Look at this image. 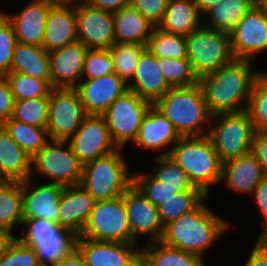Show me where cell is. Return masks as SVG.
I'll use <instances>...</instances> for the list:
<instances>
[{
  "label": "cell",
  "instance_id": "34",
  "mask_svg": "<svg viewBox=\"0 0 267 266\" xmlns=\"http://www.w3.org/2000/svg\"><path fill=\"white\" fill-rule=\"evenodd\" d=\"M154 160L157 166L150 174L163 185L173 187L176 192L201 191L190 181L185 170L168 155L156 156Z\"/></svg>",
  "mask_w": 267,
  "mask_h": 266
},
{
  "label": "cell",
  "instance_id": "25",
  "mask_svg": "<svg viewBox=\"0 0 267 266\" xmlns=\"http://www.w3.org/2000/svg\"><path fill=\"white\" fill-rule=\"evenodd\" d=\"M76 41V3L51 7L47 15L43 47L51 52Z\"/></svg>",
  "mask_w": 267,
  "mask_h": 266
},
{
  "label": "cell",
  "instance_id": "38",
  "mask_svg": "<svg viewBox=\"0 0 267 266\" xmlns=\"http://www.w3.org/2000/svg\"><path fill=\"white\" fill-rule=\"evenodd\" d=\"M206 197L202 191L176 192L173 197L158 206L163 226L194 210Z\"/></svg>",
  "mask_w": 267,
  "mask_h": 266
},
{
  "label": "cell",
  "instance_id": "27",
  "mask_svg": "<svg viewBox=\"0 0 267 266\" xmlns=\"http://www.w3.org/2000/svg\"><path fill=\"white\" fill-rule=\"evenodd\" d=\"M114 14L115 43L146 45L155 27L138 10L125 6Z\"/></svg>",
  "mask_w": 267,
  "mask_h": 266
},
{
  "label": "cell",
  "instance_id": "61",
  "mask_svg": "<svg viewBox=\"0 0 267 266\" xmlns=\"http://www.w3.org/2000/svg\"><path fill=\"white\" fill-rule=\"evenodd\" d=\"M255 4H257L260 0H253Z\"/></svg>",
  "mask_w": 267,
  "mask_h": 266
},
{
  "label": "cell",
  "instance_id": "51",
  "mask_svg": "<svg viewBox=\"0 0 267 266\" xmlns=\"http://www.w3.org/2000/svg\"><path fill=\"white\" fill-rule=\"evenodd\" d=\"M254 198L262 213V226L267 224V176L265 175L253 190Z\"/></svg>",
  "mask_w": 267,
  "mask_h": 266
},
{
  "label": "cell",
  "instance_id": "11",
  "mask_svg": "<svg viewBox=\"0 0 267 266\" xmlns=\"http://www.w3.org/2000/svg\"><path fill=\"white\" fill-rule=\"evenodd\" d=\"M86 116L76 89L53 88L51 90L46 128L50 139L69 140Z\"/></svg>",
  "mask_w": 267,
  "mask_h": 266
},
{
  "label": "cell",
  "instance_id": "49",
  "mask_svg": "<svg viewBox=\"0 0 267 266\" xmlns=\"http://www.w3.org/2000/svg\"><path fill=\"white\" fill-rule=\"evenodd\" d=\"M14 97L5 75H0V125L12 117Z\"/></svg>",
  "mask_w": 267,
  "mask_h": 266
},
{
  "label": "cell",
  "instance_id": "3",
  "mask_svg": "<svg viewBox=\"0 0 267 266\" xmlns=\"http://www.w3.org/2000/svg\"><path fill=\"white\" fill-rule=\"evenodd\" d=\"M153 105L172 123L181 137L208 135L207 125L210 126L212 115L199 83L189 87H171Z\"/></svg>",
  "mask_w": 267,
  "mask_h": 266
},
{
  "label": "cell",
  "instance_id": "7",
  "mask_svg": "<svg viewBox=\"0 0 267 266\" xmlns=\"http://www.w3.org/2000/svg\"><path fill=\"white\" fill-rule=\"evenodd\" d=\"M187 59L199 78L219 70L235 59L230 33L201 26L185 35Z\"/></svg>",
  "mask_w": 267,
  "mask_h": 266
},
{
  "label": "cell",
  "instance_id": "26",
  "mask_svg": "<svg viewBox=\"0 0 267 266\" xmlns=\"http://www.w3.org/2000/svg\"><path fill=\"white\" fill-rule=\"evenodd\" d=\"M32 173V157L0 125V181L22 182Z\"/></svg>",
  "mask_w": 267,
  "mask_h": 266
},
{
  "label": "cell",
  "instance_id": "16",
  "mask_svg": "<svg viewBox=\"0 0 267 266\" xmlns=\"http://www.w3.org/2000/svg\"><path fill=\"white\" fill-rule=\"evenodd\" d=\"M137 243L97 241L77 236L75 248L87 266H128L140 254Z\"/></svg>",
  "mask_w": 267,
  "mask_h": 266
},
{
  "label": "cell",
  "instance_id": "20",
  "mask_svg": "<svg viewBox=\"0 0 267 266\" xmlns=\"http://www.w3.org/2000/svg\"><path fill=\"white\" fill-rule=\"evenodd\" d=\"M180 138L172 123L152 104L142 119L138 136L133 144L148 150L162 149L156 156H166L171 149L164 151V148L171 143L173 147Z\"/></svg>",
  "mask_w": 267,
  "mask_h": 266
},
{
  "label": "cell",
  "instance_id": "5",
  "mask_svg": "<svg viewBox=\"0 0 267 266\" xmlns=\"http://www.w3.org/2000/svg\"><path fill=\"white\" fill-rule=\"evenodd\" d=\"M122 148L85 164L80 185L95 201L122 196L132 185V173L124 160Z\"/></svg>",
  "mask_w": 267,
  "mask_h": 266
},
{
  "label": "cell",
  "instance_id": "47",
  "mask_svg": "<svg viewBox=\"0 0 267 266\" xmlns=\"http://www.w3.org/2000/svg\"><path fill=\"white\" fill-rule=\"evenodd\" d=\"M17 43L11 22L0 12V75L10 72L12 55Z\"/></svg>",
  "mask_w": 267,
  "mask_h": 266
},
{
  "label": "cell",
  "instance_id": "37",
  "mask_svg": "<svg viewBox=\"0 0 267 266\" xmlns=\"http://www.w3.org/2000/svg\"><path fill=\"white\" fill-rule=\"evenodd\" d=\"M147 49L146 45L130 43H114L110 48L115 73L129 83L135 73L141 54Z\"/></svg>",
  "mask_w": 267,
  "mask_h": 266
},
{
  "label": "cell",
  "instance_id": "6",
  "mask_svg": "<svg viewBox=\"0 0 267 266\" xmlns=\"http://www.w3.org/2000/svg\"><path fill=\"white\" fill-rule=\"evenodd\" d=\"M255 132L248 111L243 110L212 115L208 137L223 163L250 152Z\"/></svg>",
  "mask_w": 267,
  "mask_h": 266
},
{
  "label": "cell",
  "instance_id": "53",
  "mask_svg": "<svg viewBox=\"0 0 267 266\" xmlns=\"http://www.w3.org/2000/svg\"><path fill=\"white\" fill-rule=\"evenodd\" d=\"M244 266H267V250L256 242Z\"/></svg>",
  "mask_w": 267,
  "mask_h": 266
},
{
  "label": "cell",
  "instance_id": "4",
  "mask_svg": "<svg viewBox=\"0 0 267 266\" xmlns=\"http://www.w3.org/2000/svg\"><path fill=\"white\" fill-rule=\"evenodd\" d=\"M168 156L206 196L210 195V186L220 184L222 162L208 135L181 137Z\"/></svg>",
  "mask_w": 267,
  "mask_h": 266
},
{
  "label": "cell",
  "instance_id": "50",
  "mask_svg": "<svg viewBox=\"0 0 267 266\" xmlns=\"http://www.w3.org/2000/svg\"><path fill=\"white\" fill-rule=\"evenodd\" d=\"M251 152L257 158L264 175L267 176V131H256Z\"/></svg>",
  "mask_w": 267,
  "mask_h": 266
},
{
  "label": "cell",
  "instance_id": "46",
  "mask_svg": "<svg viewBox=\"0 0 267 266\" xmlns=\"http://www.w3.org/2000/svg\"><path fill=\"white\" fill-rule=\"evenodd\" d=\"M76 240L38 241L36 249L40 265L53 266L75 249Z\"/></svg>",
  "mask_w": 267,
  "mask_h": 266
},
{
  "label": "cell",
  "instance_id": "48",
  "mask_svg": "<svg viewBox=\"0 0 267 266\" xmlns=\"http://www.w3.org/2000/svg\"><path fill=\"white\" fill-rule=\"evenodd\" d=\"M168 0H131L130 6L138 10L151 24L158 27L164 20Z\"/></svg>",
  "mask_w": 267,
  "mask_h": 266
},
{
  "label": "cell",
  "instance_id": "30",
  "mask_svg": "<svg viewBox=\"0 0 267 266\" xmlns=\"http://www.w3.org/2000/svg\"><path fill=\"white\" fill-rule=\"evenodd\" d=\"M147 266H205L203 257L167 246L160 241L148 242L141 248Z\"/></svg>",
  "mask_w": 267,
  "mask_h": 266
},
{
  "label": "cell",
  "instance_id": "22",
  "mask_svg": "<svg viewBox=\"0 0 267 266\" xmlns=\"http://www.w3.org/2000/svg\"><path fill=\"white\" fill-rule=\"evenodd\" d=\"M127 86L152 104L171 88L158 66L157 57L148 49L141 54L132 80Z\"/></svg>",
  "mask_w": 267,
  "mask_h": 266
},
{
  "label": "cell",
  "instance_id": "39",
  "mask_svg": "<svg viewBox=\"0 0 267 266\" xmlns=\"http://www.w3.org/2000/svg\"><path fill=\"white\" fill-rule=\"evenodd\" d=\"M5 76L15 101L49 97L53 89L47 81L23 73L9 72Z\"/></svg>",
  "mask_w": 267,
  "mask_h": 266
},
{
  "label": "cell",
  "instance_id": "19",
  "mask_svg": "<svg viewBox=\"0 0 267 266\" xmlns=\"http://www.w3.org/2000/svg\"><path fill=\"white\" fill-rule=\"evenodd\" d=\"M31 179L22 181L24 223L41 218L59 224V201L65 186L50 182L32 187Z\"/></svg>",
  "mask_w": 267,
  "mask_h": 266
},
{
  "label": "cell",
  "instance_id": "13",
  "mask_svg": "<svg viewBox=\"0 0 267 266\" xmlns=\"http://www.w3.org/2000/svg\"><path fill=\"white\" fill-rule=\"evenodd\" d=\"M76 28L78 41L88 49H109L115 43L114 14L83 0L76 2Z\"/></svg>",
  "mask_w": 267,
  "mask_h": 266
},
{
  "label": "cell",
  "instance_id": "58",
  "mask_svg": "<svg viewBox=\"0 0 267 266\" xmlns=\"http://www.w3.org/2000/svg\"><path fill=\"white\" fill-rule=\"evenodd\" d=\"M255 242L259 243L264 249L267 250V224L261 228L257 241Z\"/></svg>",
  "mask_w": 267,
  "mask_h": 266
},
{
  "label": "cell",
  "instance_id": "28",
  "mask_svg": "<svg viewBox=\"0 0 267 266\" xmlns=\"http://www.w3.org/2000/svg\"><path fill=\"white\" fill-rule=\"evenodd\" d=\"M203 25V17L195 0H168L163 22L165 32L188 35Z\"/></svg>",
  "mask_w": 267,
  "mask_h": 266
},
{
  "label": "cell",
  "instance_id": "10",
  "mask_svg": "<svg viewBox=\"0 0 267 266\" xmlns=\"http://www.w3.org/2000/svg\"><path fill=\"white\" fill-rule=\"evenodd\" d=\"M152 103L131 90L116 98L102 114L118 148L136 140L143 117Z\"/></svg>",
  "mask_w": 267,
  "mask_h": 266
},
{
  "label": "cell",
  "instance_id": "52",
  "mask_svg": "<svg viewBox=\"0 0 267 266\" xmlns=\"http://www.w3.org/2000/svg\"><path fill=\"white\" fill-rule=\"evenodd\" d=\"M89 6L115 13L125 6H129L131 0H83Z\"/></svg>",
  "mask_w": 267,
  "mask_h": 266
},
{
  "label": "cell",
  "instance_id": "15",
  "mask_svg": "<svg viewBox=\"0 0 267 266\" xmlns=\"http://www.w3.org/2000/svg\"><path fill=\"white\" fill-rule=\"evenodd\" d=\"M132 243H137L140 235H149L147 242L160 241L164 226L158 207L154 206L133 184L124 193Z\"/></svg>",
  "mask_w": 267,
  "mask_h": 266
},
{
  "label": "cell",
  "instance_id": "41",
  "mask_svg": "<svg viewBox=\"0 0 267 266\" xmlns=\"http://www.w3.org/2000/svg\"><path fill=\"white\" fill-rule=\"evenodd\" d=\"M256 131H267V72L258 71L246 109Z\"/></svg>",
  "mask_w": 267,
  "mask_h": 266
},
{
  "label": "cell",
  "instance_id": "23",
  "mask_svg": "<svg viewBox=\"0 0 267 266\" xmlns=\"http://www.w3.org/2000/svg\"><path fill=\"white\" fill-rule=\"evenodd\" d=\"M50 8L51 6L32 0L13 16L4 13V11L2 13L13 25L17 42L43 47L47 15Z\"/></svg>",
  "mask_w": 267,
  "mask_h": 266
},
{
  "label": "cell",
  "instance_id": "17",
  "mask_svg": "<svg viewBox=\"0 0 267 266\" xmlns=\"http://www.w3.org/2000/svg\"><path fill=\"white\" fill-rule=\"evenodd\" d=\"M87 115H102L113 101L128 90L116 73L94 79H81L75 88Z\"/></svg>",
  "mask_w": 267,
  "mask_h": 266
},
{
  "label": "cell",
  "instance_id": "12",
  "mask_svg": "<svg viewBox=\"0 0 267 266\" xmlns=\"http://www.w3.org/2000/svg\"><path fill=\"white\" fill-rule=\"evenodd\" d=\"M67 141L83 166L118 149L102 115H87Z\"/></svg>",
  "mask_w": 267,
  "mask_h": 266
},
{
  "label": "cell",
  "instance_id": "31",
  "mask_svg": "<svg viewBox=\"0 0 267 266\" xmlns=\"http://www.w3.org/2000/svg\"><path fill=\"white\" fill-rule=\"evenodd\" d=\"M254 5L253 0H222L205 14L203 26L230 33Z\"/></svg>",
  "mask_w": 267,
  "mask_h": 266
},
{
  "label": "cell",
  "instance_id": "1",
  "mask_svg": "<svg viewBox=\"0 0 267 266\" xmlns=\"http://www.w3.org/2000/svg\"><path fill=\"white\" fill-rule=\"evenodd\" d=\"M252 62L249 59H234L219 70L199 78L198 83L211 115L247 109L258 74L253 70Z\"/></svg>",
  "mask_w": 267,
  "mask_h": 266
},
{
  "label": "cell",
  "instance_id": "24",
  "mask_svg": "<svg viewBox=\"0 0 267 266\" xmlns=\"http://www.w3.org/2000/svg\"><path fill=\"white\" fill-rule=\"evenodd\" d=\"M264 176L261 165L250 151L222 163L220 183L224 182L233 191L251 195Z\"/></svg>",
  "mask_w": 267,
  "mask_h": 266
},
{
  "label": "cell",
  "instance_id": "59",
  "mask_svg": "<svg viewBox=\"0 0 267 266\" xmlns=\"http://www.w3.org/2000/svg\"><path fill=\"white\" fill-rule=\"evenodd\" d=\"M128 266H147V262L142 254H140L130 265Z\"/></svg>",
  "mask_w": 267,
  "mask_h": 266
},
{
  "label": "cell",
  "instance_id": "36",
  "mask_svg": "<svg viewBox=\"0 0 267 266\" xmlns=\"http://www.w3.org/2000/svg\"><path fill=\"white\" fill-rule=\"evenodd\" d=\"M23 226V229L27 227L28 229L22 232L20 239L28 246L33 247L38 241L76 240L72 232L59 224L41 218L29 219Z\"/></svg>",
  "mask_w": 267,
  "mask_h": 266
},
{
  "label": "cell",
  "instance_id": "8",
  "mask_svg": "<svg viewBox=\"0 0 267 266\" xmlns=\"http://www.w3.org/2000/svg\"><path fill=\"white\" fill-rule=\"evenodd\" d=\"M79 237L132 243L124 194L111 200L96 201Z\"/></svg>",
  "mask_w": 267,
  "mask_h": 266
},
{
  "label": "cell",
  "instance_id": "35",
  "mask_svg": "<svg viewBox=\"0 0 267 266\" xmlns=\"http://www.w3.org/2000/svg\"><path fill=\"white\" fill-rule=\"evenodd\" d=\"M147 49L156 57L187 58L185 36L165 32L159 27L153 28L147 43Z\"/></svg>",
  "mask_w": 267,
  "mask_h": 266
},
{
  "label": "cell",
  "instance_id": "14",
  "mask_svg": "<svg viewBox=\"0 0 267 266\" xmlns=\"http://www.w3.org/2000/svg\"><path fill=\"white\" fill-rule=\"evenodd\" d=\"M235 59L252 60L267 50V15L255 4L230 32Z\"/></svg>",
  "mask_w": 267,
  "mask_h": 266
},
{
  "label": "cell",
  "instance_id": "45",
  "mask_svg": "<svg viewBox=\"0 0 267 266\" xmlns=\"http://www.w3.org/2000/svg\"><path fill=\"white\" fill-rule=\"evenodd\" d=\"M115 73L109 49H88L82 71V79L99 78Z\"/></svg>",
  "mask_w": 267,
  "mask_h": 266
},
{
  "label": "cell",
  "instance_id": "9",
  "mask_svg": "<svg viewBox=\"0 0 267 266\" xmlns=\"http://www.w3.org/2000/svg\"><path fill=\"white\" fill-rule=\"evenodd\" d=\"M32 171L53 184L74 186L80 185L83 165L68 141L50 139L32 158Z\"/></svg>",
  "mask_w": 267,
  "mask_h": 266
},
{
  "label": "cell",
  "instance_id": "56",
  "mask_svg": "<svg viewBox=\"0 0 267 266\" xmlns=\"http://www.w3.org/2000/svg\"><path fill=\"white\" fill-rule=\"evenodd\" d=\"M40 3H44L51 7L67 6L76 3L79 0H33ZM75 1V2H74Z\"/></svg>",
  "mask_w": 267,
  "mask_h": 266
},
{
  "label": "cell",
  "instance_id": "18",
  "mask_svg": "<svg viewBox=\"0 0 267 266\" xmlns=\"http://www.w3.org/2000/svg\"><path fill=\"white\" fill-rule=\"evenodd\" d=\"M88 48L80 41L49 52L51 86L75 89L82 79Z\"/></svg>",
  "mask_w": 267,
  "mask_h": 266
},
{
  "label": "cell",
  "instance_id": "2",
  "mask_svg": "<svg viewBox=\"0 0 267 266\" xmlns=\"http://www.w3.org/2000/svg\"><path fill=\"white\" fill-rule=\"evenodd\" d=\"M203 200L194 210L164 226L160 242L204 257L217 239L228 231L229 223L213 213Z\"/></svg>",
  "mask_w": 267,
  "mask_h": 266
},
{
  "label": "cell",
  "instance_id": "21",
  "mask_svg": "<svg viewBox=\"0 0 267 266\" xmlns=\"http://www.w3.org/2000/svg\"><path fill=\"white\" fill-rule=\"evenodd\" d=\"M95 203L81 185L65 186L59 201V225L80 236Z\"/></svg>",
  "mask_w": 267,
  "mask_h": 266
},
{
  "label": "cell",
  "instance_id": "40",
  "mask_svg": "<svg viewBox=\"0 0 267 266\" xmlns=\"http://www.w3.org/2000/svg\"><path fill=\"white\" fill-rule=\"evenodd\" d=\"M49 97H39L14 102L11 119L31 126L47 128Z\"/></svg>",
  "mask_w": 267,
  "mask_h": 266
},
{
  "label": "cell",
  "instance_id": "42",
  "mask_svg": "<svg viewBox=\"0 0 267 266\" xmlns=\"http://www.w3.org/2000/svg\"><path fill=\"white\" fill-rule=\"evenodd\" d=\"M157 62L165 80L171 87H189L199 81L187 58L170 59L157 57Z\"/></svg>",
  "mask_w": 267,
  "mask_h": 266
},
{
  "label": "cell",
  "instance_id": "60",
  "mask_svg": "<svg viewBox=\"0 0 267 266\" xmlns=\"http://www.w3.org/2000/svg\"><path fill=\"white\" fill-rule=\"evenodd\" d=\"M257 5L264 11L267 15V0H260Z\"/></svg>",
  "mask_w": 267,
  "mask_h": 266
},
{
  "label": "cell",
  "instance_id": "43",
  "mask_svg": "<svg viewBox=\"0 0 267 266\" xmlns=\"http://www.w3.org/2000/svg\"><path fill=\"white\" fill-rule=\"evenodd\" d=\"M0 266H40L36 249L13 237L0 253Z\"/></svg>",
  "mask_w": 267,
  "mask_h": 266
},
{
  "label": "cell",
  "instance_id": "44",
  "mask_svg": "<svg viewBox=\"0 0 267 266\" xmlns=\"http://www.w3.org/2000/svg\"><path fill=\"white\" fill-rule=\"evenodd\" d=\"M132 184L156 207L169 200L176 193L173 187L163 185L150 173H132Z\"/></svg>",
  "mask_w": 267,
  "mask_h": 266
},
{
  "label": "cell",
  "instance_id": "54",
  "mask_svg": "<svg viewBox=\"0 0 267 266\" xmlns=\"http://www.w3.org/2000/svg\"><path fill=\"white\" fill-rule=\"evenodd\" d=\"M53 266H87L84 258L75 248L67 256H65L59 263Z\"/></svg>",
  "mask_w": 267,
  "mask_h": 266
},
{
  "label": "cell",
  "instance_id": "32",
  "mask_svg": "<svg viewBox=\"0 0 267 266\" xmlns=\"http://www.w3.org/2000/svg\"><path fill=\"white\" fill-rule=\"evenodd\" d=\"M17 225H24L22 182L0 181V227L12 234Z\"/></svg>",
  "mask_w": 267,
  "mask_h": 266
},
{
  "label": "cell",
  "instance_id": "57",
  "mask_svg": "<svg viewBox=\"0 0 267 266\" xmlns=\"http://www.w3.org/2000/svg\"><path fill=\"white\" fill-rule=\"evenodd\" d=\"M13 237L14 236L6 229L0 227V253L5 249L6 245Z\"/></svg>",
  "mask_w": 267,
  "mask_h": 266
},
{
  "label": "cell",
  "instance_id": "29",
  "mask_svg": "<svg viewBox=\"0 0 267 266\" xmlns=\"http://www.w3.org/2000/svg\"><path fill=\"white\" fill-rule=\"evenodd\" d=\"M10 72L23 73L47 81L51 85L49 52L42 46L17 42Z\"/></svg>",
  "mask_w": 267,
  "mask_h": 266
},
{
  "label": "cell",
  "instance_id": "33",
  "mask_svg": "<svg viewBox=\"0 0 267 266\" xmlns=\"http://www.w3.org/2000/svg\"><path fill=\"white\" fill-rule=\"evenodd\" d=\"M12 139L32 158L50 140L47 129L9 119L1 124Z\"/></svg>",
  "mask_w": 267,
  "mask_h": 266
},
{
  "label": "cell",
  "instance_id": "55",
  "mask_svg": "<svg viewBox=\"0 0 267 266\" xmlns=\"http://www.w3.org/2000/svg\"><path fill=\"white\" fill-rule=\"evenodd\" d=\"M220 1L222 0H195L203 18L205 14L215 7Z\"/></svg>",
  "mask_w": 267,
  "mask_h": 266
}]
</instances>
